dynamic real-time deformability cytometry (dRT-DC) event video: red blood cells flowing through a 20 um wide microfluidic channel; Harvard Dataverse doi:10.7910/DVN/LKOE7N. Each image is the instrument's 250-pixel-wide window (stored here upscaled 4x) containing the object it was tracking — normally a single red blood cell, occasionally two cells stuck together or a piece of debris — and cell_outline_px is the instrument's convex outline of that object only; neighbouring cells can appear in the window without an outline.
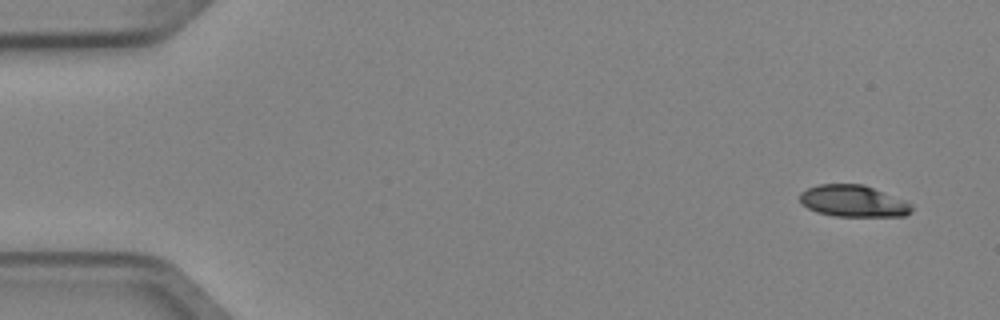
{"species": "Egyptian fruit bat (a non-hibernating species)", "species_latin": "Rousettus aegyptiacus", "temperature_condition": "cold", "stored_images_in_passage": 5, "camera_frame_rate_fps": 3000, "um_per_image_px": 0.085, "animal": {"sex": "female"}, "frame": {"image": 1, "passage_image": 1, "time_ms": 0.0, "image_size_px": [1000, 320], "cell_outline_px": [[912, 212], [904, 216], [836, 216], [816, 212], [800, 204], [800, 192], [808, 188], [820, 184], [864, 184], [904, 200], [912, 204]], "centroid_in_image_um": [72.52, 17.09], "position_along_channel_um": 12.5, "area_um2": 20.69}}
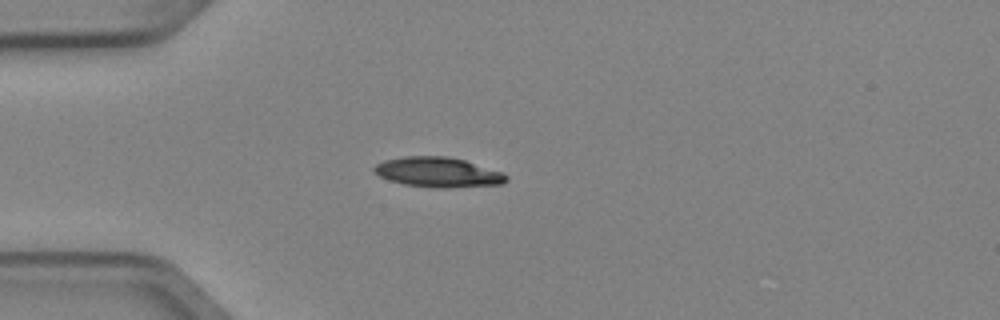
{"frame": {"image": 2, "passage_image": 4, "time_ms": 1.0, "image_size_px": [1000, 320], "cell_outline_px": [[508, 180], [504, 184], [448, 188], [432, 188], [404, 184], [388, 180], [372, 172], [372, 168], [376, 164], [384, 160], [404, 156], [448, 156], [464, 160], [504, 172], [508, 176]], "centroid_in_image_um": [37.24, 14.64], "position_along_channel_um": 47.8, "area_um2": 23.41}}